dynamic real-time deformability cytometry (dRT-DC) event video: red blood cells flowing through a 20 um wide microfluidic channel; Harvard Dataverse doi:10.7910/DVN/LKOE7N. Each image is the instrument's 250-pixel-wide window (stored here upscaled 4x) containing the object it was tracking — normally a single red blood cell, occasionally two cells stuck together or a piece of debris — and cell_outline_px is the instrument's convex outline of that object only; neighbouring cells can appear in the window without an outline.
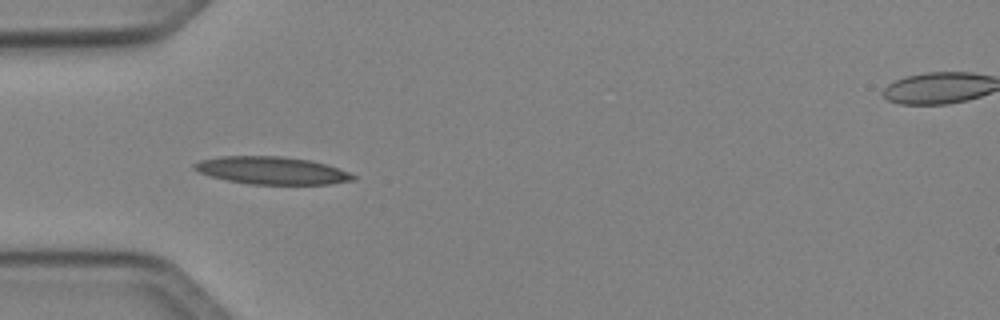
{"species": "Egyptian fruit bat (a non-hibernating species)", "species_latin": "Rousettus aegyptiacus", "temperature_condition": "cold", "stored_images_in_passage": 35, "camera_frame_rate_fps": 3000, "um_per_image_px": 0.085, "animal": {"sex": "female"}, "frame": {"image": 1, "passage_image": 1, "time_ms": 0.0, "image_size_px": [1000, 320], "cell_outline_px": [[356, 180], [332, 184], [248, 184], [228, 180], [212, 176], [200, 172], [192, 168], [192, 164], [200, 160], [220, 156], [280, 156], [312, 160], [348, 172], [356, 176]], "centroid_in_image_um": [23.1, 14.49], "position_along_channel_um": 61.9, "area_um2": 25.43}}
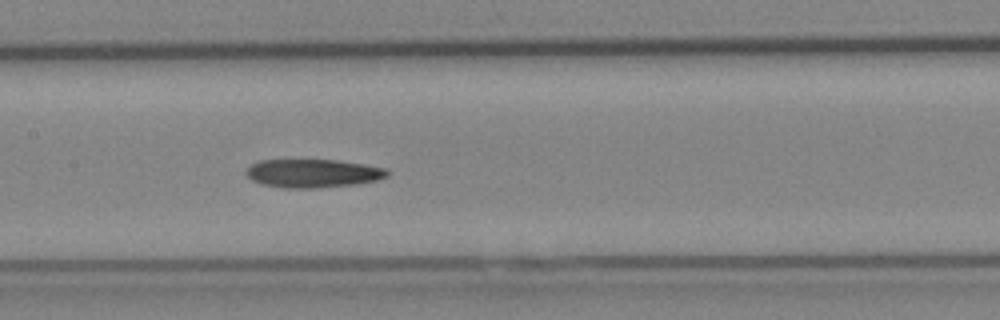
{"frame": {"image": 2, "passage_image": 10, "time_ms": 3.0, "image_size_px": [1000, 320], "cell_outline_px": [[388, 176], [376, 180], [356, 184], [316, 188], [280, 188], [260, 184], [252, 180], [244, 172], [252, 164], [260, 160], [336, 160], [364, 164], [384, 168], [388, 172]], "centroid_in_image_um": [26.56, 14.74], "position_along_channel_um": 180.8, "area_um2": 23.35}}
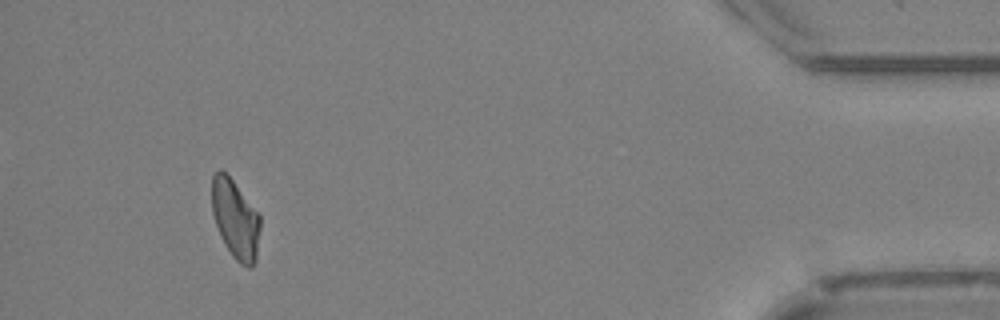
{"frame": {"image": 3, "passage_image": 32, "time_ms": 10.333, "image_size_px": [1000, 320], "cell_outline_px": [[260, 228], [256, 260], [252, 268], [248, 268], [240, 264], [232, 256], [224, 244], [220, 236], [212, 212], [212, 176], [220, 168], [232, 180], [260, 216]], "centroid_in_image_um": [20.0, 18.68], "position_along_channel_um": 415.2, "area_um2": 22.08}, "authors_computed_cell_mechanics": {"area_um2": 23.12, "velocity_mm_per_s": 4.0622, "shape_relaxation_time_tau1_ms": 7.2424, "shape_relaxation_time_tau2_ms": null, "deformation_change_tau1": 0.1969, "deformation_change_tau2": null}}